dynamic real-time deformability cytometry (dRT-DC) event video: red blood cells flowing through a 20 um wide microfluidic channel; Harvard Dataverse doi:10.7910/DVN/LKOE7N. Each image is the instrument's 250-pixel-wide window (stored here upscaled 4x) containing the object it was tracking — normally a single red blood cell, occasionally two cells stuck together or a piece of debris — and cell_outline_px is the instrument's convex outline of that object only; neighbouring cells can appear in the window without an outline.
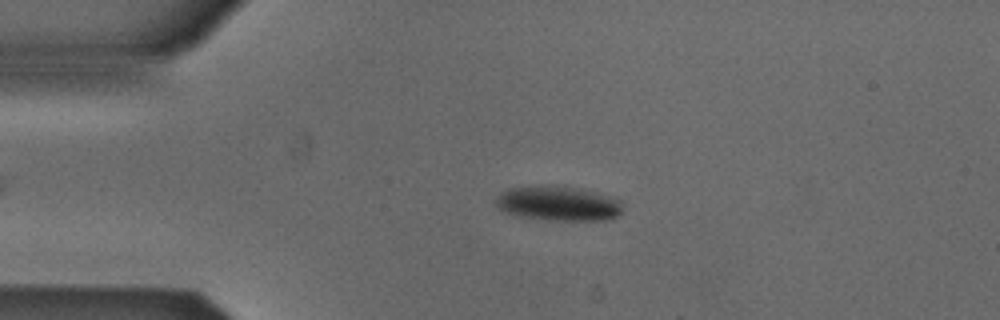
{"species": "Egyptian fruit bat (a non-hibernating species)", "species_latin": "Rousettus aegyptiacus", "temperature_condition": "cold", "stored_images_in_passage": 46, "camera_frame_rate_fps": 3000, "um_per_image_px": 0.085, "animal": {"sex": "male"}, "frame": {"image": 1, "passage_image": 11, "time_ms": 3.333, "image_size_px": [1000, 320], "cell_outline_px": [[620, 216], [604, 220], [548, 220], [516, 216], [504, 212], [496, 208], [496, 196], [500, 192], [508, 188], [580, 188], [620, 200]], "centroid_in_image_um": [47.41, 17.35], "position_along_channel_um": 37.6, "area_um2": 24.85}}
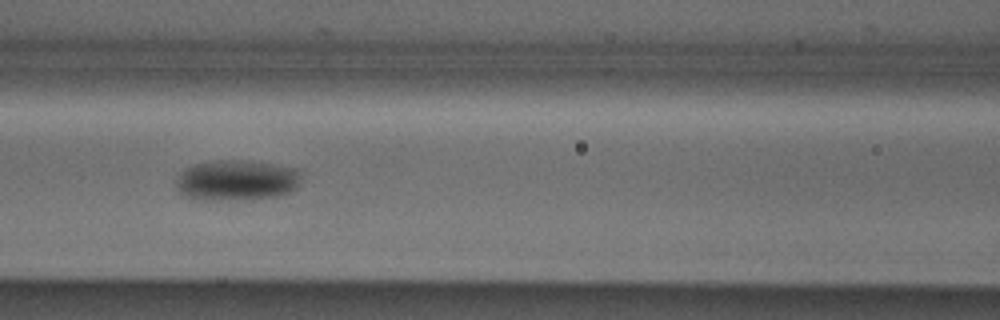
{"frame": {"image": 2, "passage_image": 22, "time_ms": 7.0, "image_size_px": [1000, 320], "cell_outline_px": [[300, 176], [296, 188], [292, 192], [276, 196], [252, 200], [204, 200], [184, 196], [176, 188], [176, 180], [180, 172], [196, 164], [216, 160], [236, 160], [268, 164], [296, 168], [300, 172]], "centroid_in_image_um": [20.1, 15.35], "position_along_channel_um": 146.5, "area_um2": 29.59}}
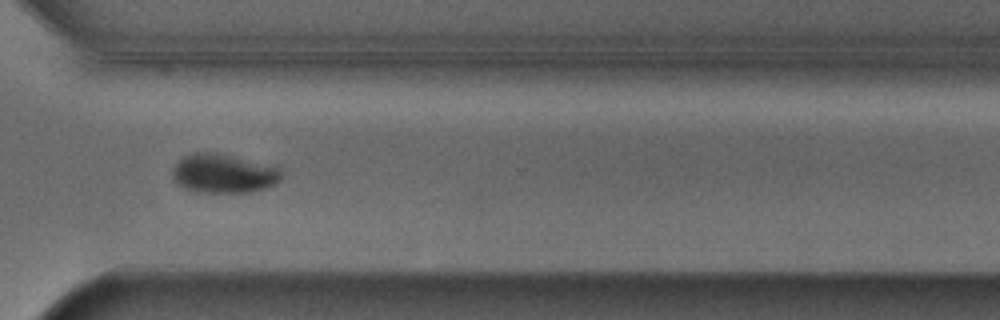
{"frame": {"image": 3, "passage_image": 38, "time_ms": 12.333, "image_size_px": [1000, 320], "cell_outline_px": [[280, 180], [264, 188], [248, 192], [192, 192], [180, 188], [172, 176], [172, 172], [176, 164], [184, 156], [192, 152], [220, 152], [276, 164], [280, 168]], "centroid_in_image_um": [19.0, 14.72], "position_along_channel_um": 351.6, "area_um2": 25.43}, "authors_computed_cell_mechanics": {"area_um2": 25.8944, "velocity_mm_per_s": 3.8513, "shape_relaxation_time_tau1_ms": 2.0526, "shape_relaxation_time_tau2_ms": null, "deformation_change_tau1": 0.1015, "deformation_change_tau2": null}}